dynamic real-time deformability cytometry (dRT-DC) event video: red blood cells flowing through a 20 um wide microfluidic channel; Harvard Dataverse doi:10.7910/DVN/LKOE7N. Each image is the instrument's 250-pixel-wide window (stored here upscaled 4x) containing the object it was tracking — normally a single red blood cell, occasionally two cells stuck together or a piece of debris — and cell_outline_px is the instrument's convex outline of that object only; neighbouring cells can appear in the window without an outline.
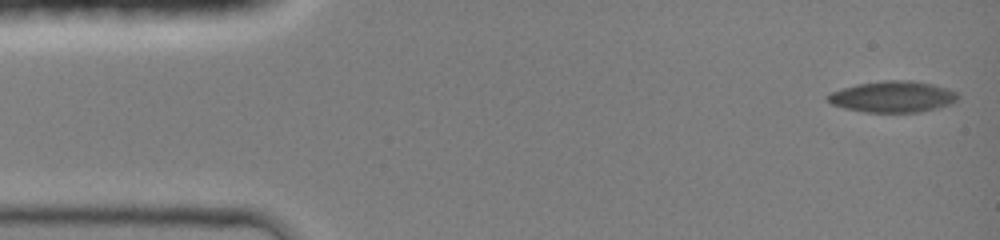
{"species": "common noctule bat (a hibernating species)", "species_latin": "Nyctalus noctula", "temperature_condition": "room temperature", "stored_images_in_passage": 46, "camera_frame_rate_fps": 3000, "um_per_image_px": 0.085, "animal": {"sex": "female", "body_mass_g": 19.0, "forearm_length_mm": 51.5}, "frame": {"image": 1, "passage_image": 1, "time_ms": 0.0, "image_size_px": [1000, 240], "cell_outline_px": [[960, 96], [952, 104], [920, 112], [864, 112], [844, 108], [832, 104], [824, 96], [832, 92], [856, 84], [884, 80], [912, 80], [932, 84], [956, 92]], "centroid_in_image_um": [75.88, 8.22], "position_along_channel_um": 9.1, "area_um2": 23.64}}
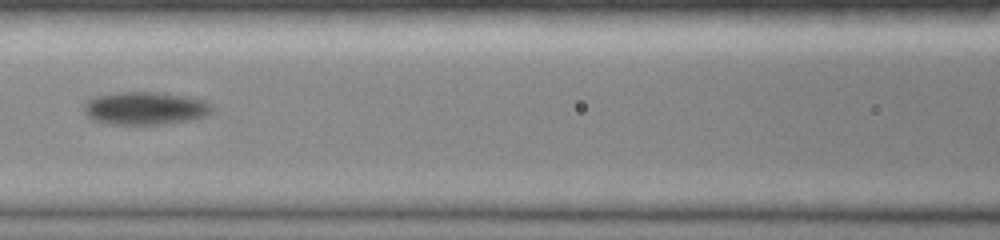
{"frame": {"image": 2, "passage_image": 20, "time_ms": 6.333, "image_size_px": [1000, 240], "cell_outline_px": [[212, 112], [196, 120], [160, 124], [108, 124], [92, 120], [84, 112], [84, 104], [88, 100], [96, 96], [116, 92], [160, 92], [184, 96], [204, 100], [212, 104]], "centroid_in_image_um": [12.35, 9.2], "position_along_channel_um": 154.2, "area_um2": 24.74}}
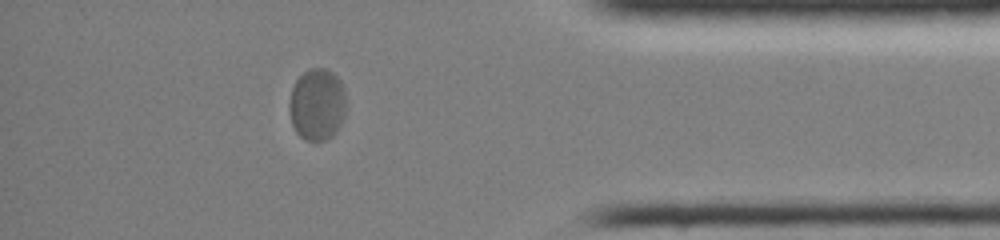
{"frame": {"image": 3, "passage_image": 40, "time_ms": 13.0, "image_size_px": [1000, 240], "cell_outline_px": [[348, 108], [336, 132], [332, 136], [324, 140], [308, 140], [300, 136], [296, 132], [292, 124], [288, 112], [288, 104], [292, 88], [296, 80], [304, 72], [312, 68], [324, 68], [332, 72], [340, 80], [344, 88]], "centroid_in_image_um": [26.97, 8.87], "position_along_channel_um": 408.2, "area_um2": 24.16}, "authors_computed_cell_mechanics": {"area_um2": 24.0737, "velocity_mm_per_s": 4.0722, "shape_relaxation_time_tau1_ms": 4.4467, "shape_relaxation_time_tau2_ms": null, "deformation_change_tau1": 0.1113, "deformation_change_tau2": null}}